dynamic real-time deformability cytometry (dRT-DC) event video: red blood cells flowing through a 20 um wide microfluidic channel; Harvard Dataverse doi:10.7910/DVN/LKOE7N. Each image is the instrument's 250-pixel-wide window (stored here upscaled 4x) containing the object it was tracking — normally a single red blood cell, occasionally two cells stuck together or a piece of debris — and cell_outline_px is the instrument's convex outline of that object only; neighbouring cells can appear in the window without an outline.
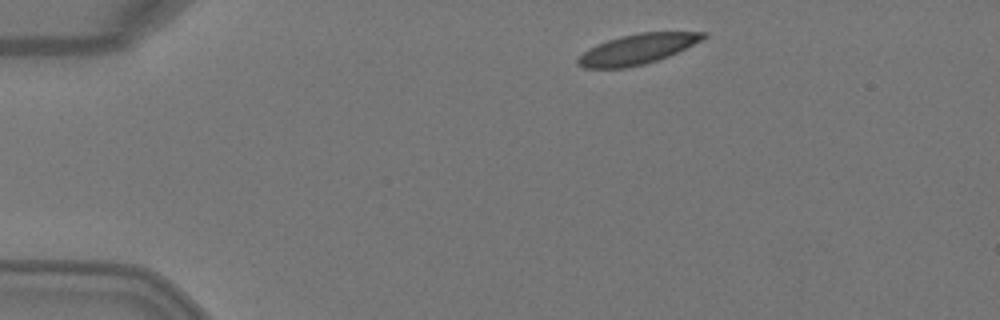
{"species": "Egyptian fruit bat (a non-hibernating species)", "species_latin": "Rousettus aegyptiacus", "temperature_condition": "warm", "stored_images_in_passage": 5, "camera_frame_rate_fps": 3000, "um_per_image_px": 0.085, "animal": {"sex": "female"}, "frame": {"image": 1, "passage_image": 1, "time_ms": 0.0, "image_size_px": [1000, 320], "cell_outline_px": [[708, 36], [668, 56], [644, 64], [624, 68], [584, 68], [576, 64], [576, 60], [588, 48], [596, 44], [620, 36], [640, 32], [708, 32]], "centroid_in_image_um": [54.12, 4.17], "position_along_channel_um": 30.9, "area_um2": 21.79}}
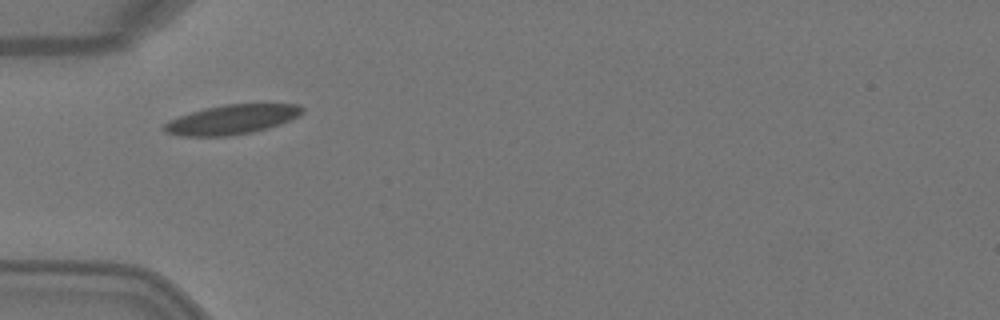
{"frame": {"image": 2, "passage_image": 3, "time_ms": 0.667, "image_size_px": [1000, 320], "cell_outline_px": [[304, 112], [300, 116], [280, 124], [268, 128], [252, 132], [228, 136], [180, 136], [164, 132], [160, 128], [168, 120], [204, 108], [224, 104], [300, 104], [304, 108]], "centroid_in_image_um": [19.7, 10.16], "position_along_channel_um": 65.3, "area_um2": 23.93}}
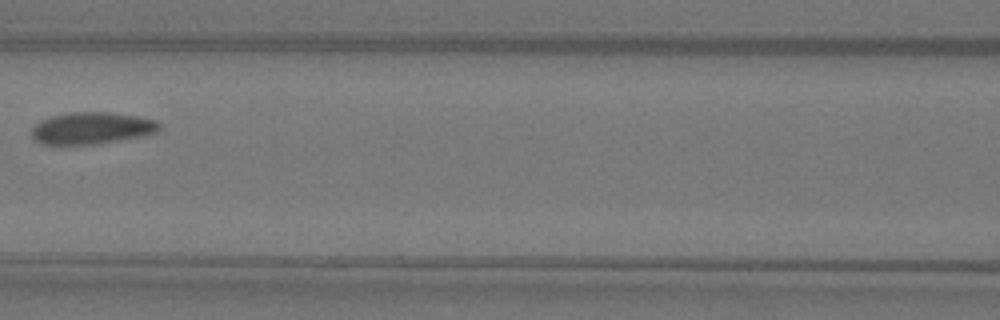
{"frame": {"image": 3, "passage_image": 5, "time_ms": 1.333, "image_size_px": [1000, 320], "cell_outline_px": [[160, 128], [156, 132], [144, 136], [100, 144], [40, 144], [32, 140], [32, 128], [40, 120], [52, 116], [72, 112], [108, 112], [136, 116], [156, 120], [160, 124]], "centroid_in_image_um": [7.79, 10.9], "position_along_channel_um": 158.8, "area_um2": 23.87}}